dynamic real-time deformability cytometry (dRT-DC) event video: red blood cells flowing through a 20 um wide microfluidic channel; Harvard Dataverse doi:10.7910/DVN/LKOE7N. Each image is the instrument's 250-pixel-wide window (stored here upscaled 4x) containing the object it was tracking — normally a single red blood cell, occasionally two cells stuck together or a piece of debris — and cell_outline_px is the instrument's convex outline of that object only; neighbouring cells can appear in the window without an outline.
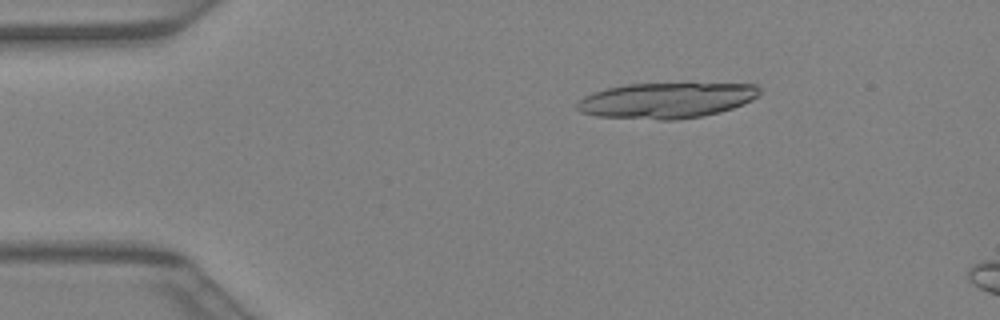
{"species": "Egyptian fruit bat (a non-hibernating species)", "species_latin": "Rousettus aegyptiacus", "temperature_condition": "warm", "stored_images_in_passage": 11, "camera_frame_rate_fps": 3000, "um_per_image_px": 0.085, "animal": {"sex": "female"}, "frame": {"image": 1, "passage_image": 7, "time_ms": 2.0, "image_size_px": [1000, 320], "cell_outline_px": [[760, 96], [752, 100], [732, 108], [700, 116], [676, 120], [660, 120], [596, 116], [580, 112], [576, 108], [576, 104], [584, 96], [608, 88], [624, 84], [756, 84], [760, 88]], "centroid_in_image_um": [56.63, 8.54], "position_along_channel_um": 28.4, "area_um2": 37.57}}